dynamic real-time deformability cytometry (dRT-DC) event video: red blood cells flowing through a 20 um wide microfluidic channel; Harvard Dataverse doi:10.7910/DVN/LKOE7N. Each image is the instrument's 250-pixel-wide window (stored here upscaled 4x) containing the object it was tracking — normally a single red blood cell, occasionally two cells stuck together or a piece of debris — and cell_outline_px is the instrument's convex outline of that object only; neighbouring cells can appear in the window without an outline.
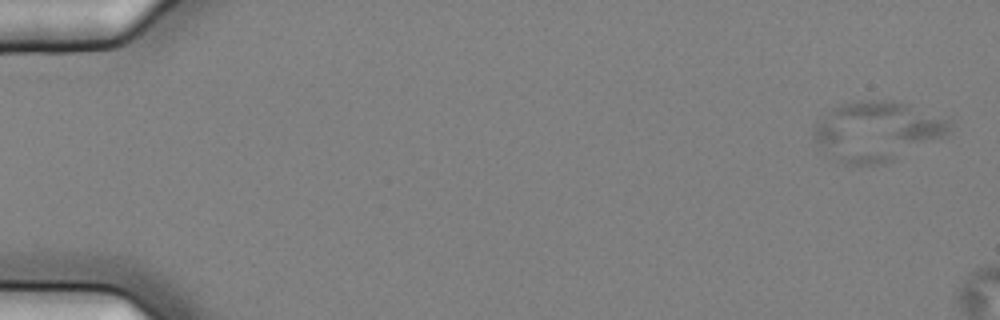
{"species": "common noctule bat (a hibernating species)", "species_latin": "Nyctalus noctula", "temperature_condition": "cold", "stored_images_in_passage": 6, "camera_frame_rate_fps": 3000, "um_per_image_px": 0.085, "animal": {"sex": "female", "body_mass_g": 25.1}, "frame": {"image": 1, "passage_image": 2, "time_ms": 0.333, "image_size_px": [1000, 320], "cell_outline_px": [[952, 128], [948, 132], [884, 164], [844, 164], [836, 160], [816, 144], [812, 136], [812, 132], [816, 124], [832, 108], [840, 104], [860, 100], [892, 100], [912, 104], [948, 120]], "centroid_in_image_um": [74.48, 11.12], "position_along_channel_um": 10.5, "area_um2": 46.41}}